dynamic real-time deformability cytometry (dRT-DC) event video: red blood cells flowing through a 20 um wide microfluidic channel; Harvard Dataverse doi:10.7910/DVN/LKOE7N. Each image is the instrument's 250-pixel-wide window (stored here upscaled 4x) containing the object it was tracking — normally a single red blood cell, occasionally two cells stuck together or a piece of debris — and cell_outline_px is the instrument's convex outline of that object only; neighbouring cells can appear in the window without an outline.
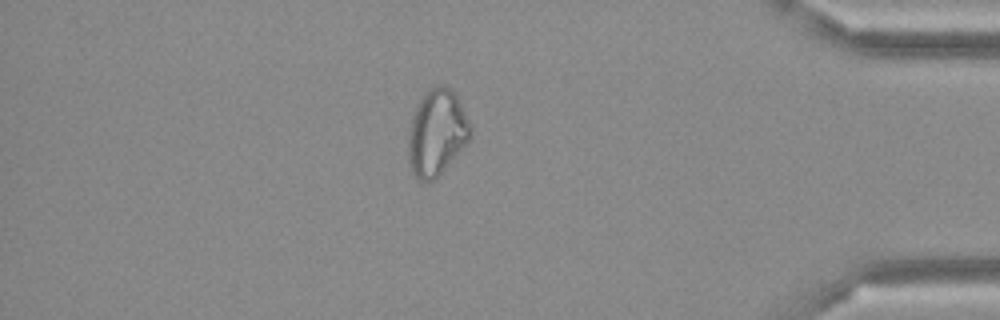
{"species": "Egyptian fruit bat (a non-hibernating species)", "species_latin": "Rousettus aegyptiacus", "temperature_condition": "cold", "stored_images_in_passage": 37, "camera_frame_rate_fps": 3000, "um_per_image_px": 0.085, "frame": {"image": 1, "passage_image": 32, "time_ms": 10.333, "image_size_px": [1000, 320], "cell_outline_px": [[472, 136], [436, 180], [420, 180], [412, 172], [408, 160], [408, 132], [412, 116], [420, 100], [436, 84], [444, 84], [452, 88], [456, 92], [472, 124]], "centroid_in_image_um": [37.16, 11.25], "position_along_channel_um": 398.0, "area_um2": 31.5}}